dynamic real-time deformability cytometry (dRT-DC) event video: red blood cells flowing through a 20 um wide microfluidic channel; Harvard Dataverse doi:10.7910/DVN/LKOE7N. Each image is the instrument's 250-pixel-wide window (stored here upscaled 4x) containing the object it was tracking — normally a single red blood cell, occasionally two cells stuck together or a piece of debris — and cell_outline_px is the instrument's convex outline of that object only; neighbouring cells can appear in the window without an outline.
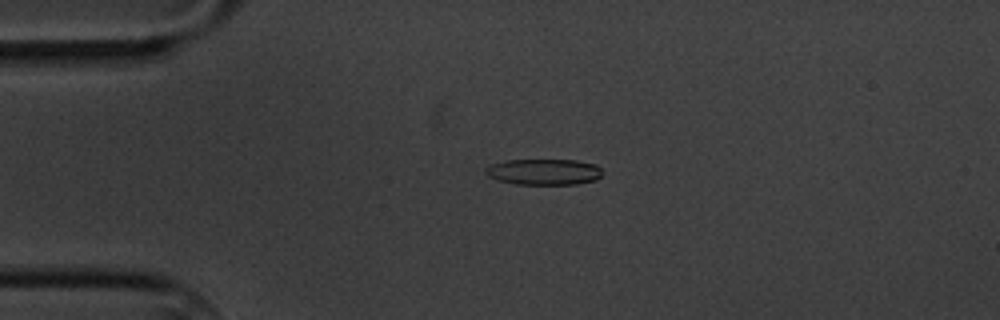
{"species": "common noctule bat (a hibernating species)", "species_latin": "Nyctalus noctula", "temperature_condition": "cold", "stored_images_in_passage": 2, "camera_frame_rate_fps": 3000, "um_per_image_px": 0.085, "animal": {"sex": "male", "body_mass_g": 20.1, "forearm_length_mm": 53.5}, "frame": {"image": 1, "passage_image": 1, "time_ms": 0.0, "image_size_px": [1000, 320], "cell_outline_px": [[600, 176], [596, 180], [576, 184], [516, 184], [496, 180], [488, 176], [484, 172], [484, 168], [492, 164], [504, 160], [576, 160], [596, 164], [600, 168]], "centroid_in_image_um": [46.19, 14.6], "position_along_channel_um": 38.8, "area_um2": 17.74}}